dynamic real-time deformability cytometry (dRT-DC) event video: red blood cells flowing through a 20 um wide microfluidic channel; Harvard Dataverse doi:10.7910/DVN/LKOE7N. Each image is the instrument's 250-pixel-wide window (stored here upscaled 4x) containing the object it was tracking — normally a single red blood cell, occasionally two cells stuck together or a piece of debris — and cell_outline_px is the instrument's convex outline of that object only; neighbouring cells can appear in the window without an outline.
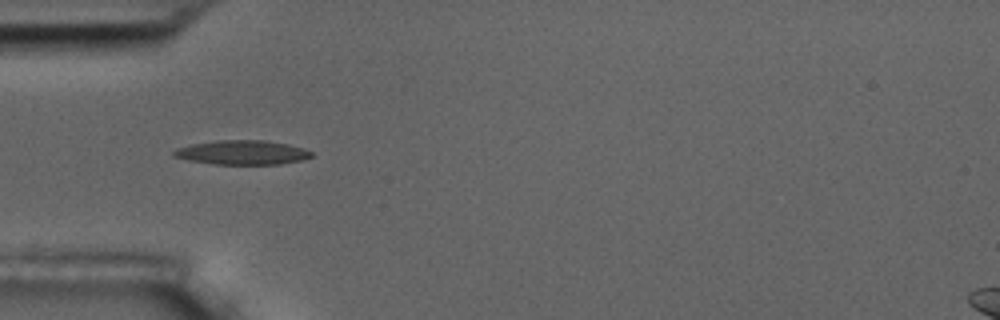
{"species": "common noctule bat (a hibernating species)", "species_latin": "Nyctalus noctula", "temperature_condition": "room temperature", "stored_images_in_passage": 40, "camera_frame_rate_fps": 3000, "um_per_image_px": 0.085, "animal": {"sex": "male", "body_mass_g": 17.5, "forearm_length_mm": 52.3}, "frame": {"image": 1, "passage_image": 1, "time_ms": 0.0, "image_size_px": [1000, 320], "cell_outline_px": [[312, 156], [304, 160], [280, 164], [212, 164], [188, 160], [172, 156], [172, 152], [176, 148], [192, 144], [220, 140], [264, 140], [288, 144], [304, 148], [312, 152]], "centroid_in_image_um": [20.59, 12.96], "position_along_channel_um": 64.4, "area_um2": 19.54}}
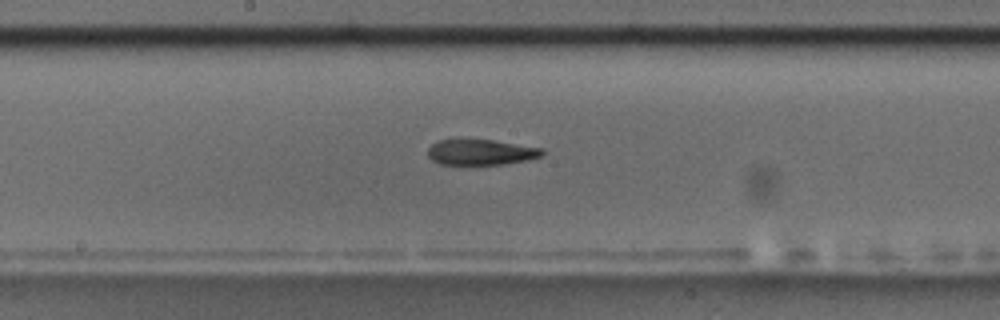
{"frame": {"image": 2, "passage_image": 13, "time_ms": 4.0, "image_size_px": [1000, 320], "cell_outline_px": [[544, 152], [540, 156], [528, 160], [504, 164], [440, 164], [432, 160], [428, 156], [428, 148], [436, 140], [492, 140], [544, 148]], "centroid_in_image_um": [40.88, 12.94], "position_along_channel_um": 207.3, "area_um2": 16.94}}
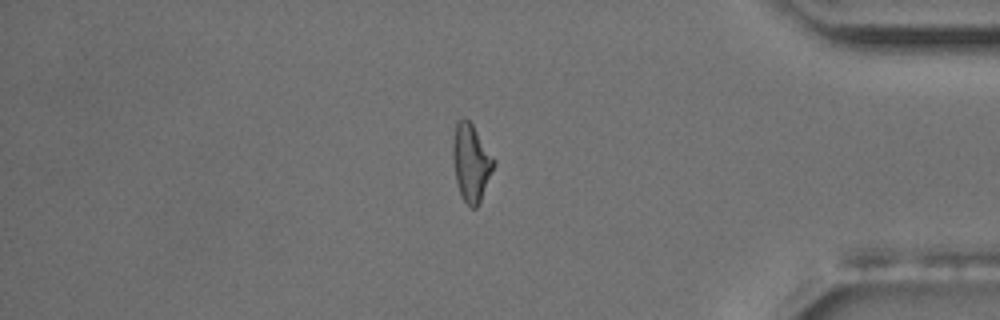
{"frame": {"image": 3, "passage_image": 31, "time_ms": 10.0, "image_size_px": [1000, 320], "cell_outline_px": [[496, 164], [480, 200], [476, 208], [472, 208], [464, 200], [460, 192], [456, 180], [452, 160], [452, 140], [456, 124], [464, 116], [472, 124], [496, 160]], "centroid_in_image_um": [40.04, 13.79], "position_along_channel_um": 395.2, "area_um2": 18.38}, "authors_computed_cell_mechanics": {"area_um2": 18.5249, "velocity_mm_per_s": 3.6056, "shape_relaxation_time_tau1_ms": 8.6401, "shape_relaxation_time_tau2_ms": 9.0736, "deformation_change_tau1": 0.2247, "deformation_change_tau2": 0.2102}}